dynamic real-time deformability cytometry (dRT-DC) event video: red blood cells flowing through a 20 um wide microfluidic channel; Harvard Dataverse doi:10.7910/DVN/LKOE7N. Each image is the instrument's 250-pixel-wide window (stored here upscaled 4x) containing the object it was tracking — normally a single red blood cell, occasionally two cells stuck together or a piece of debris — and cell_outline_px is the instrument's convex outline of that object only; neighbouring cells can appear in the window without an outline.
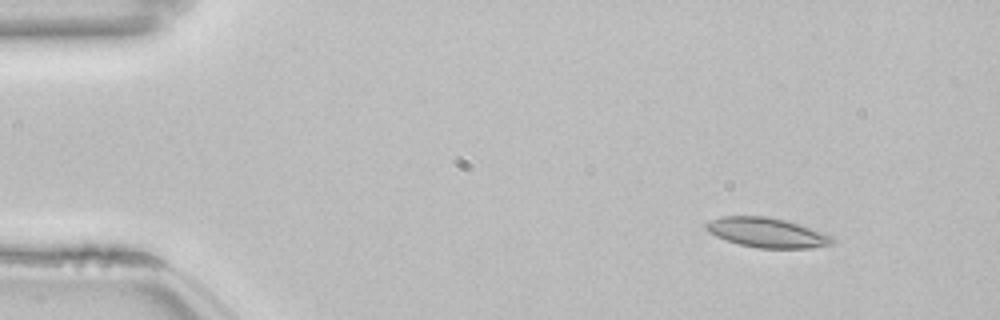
{"species": "common noctule bat (a hibernating species)", "species_latin": "Nyctalus noctula", "temperature_condition": "room temperature", "stored_images_in_passage": 48, "camera_frame_rate_fps": 3000, "um_per_image_px": 0.085, "animal": {"sex": "female", "body_mass_g": 22.7, "forearm_length_mm": 54.2}, "frame": {"image": 1, "passage_image": 1, "time_ms": 0.0, "image_size_px": [1000, 320], "cell_outline_px": [[836, 240], [832, 244], [808, 248], [760, 248], [740, 244], [716, 236], [708, 232], [704, 228], [704, 224], [720, 216], [768, 216], [800, 224], [832, 236]], "centroid_in_image_um": [65.18, 19.76], "position_along_channel_um": 19.8, "area_um2": 21.73}}
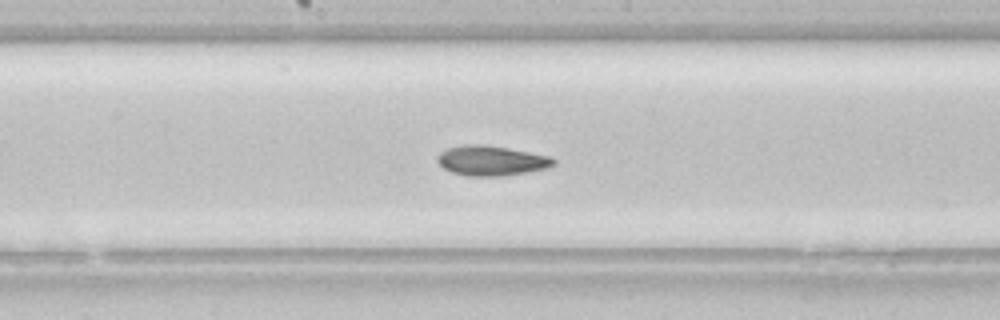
{"frame": {"image": 2, "passage_image": 23, "time_ms": 7.333, "image_size_px": [1000, 320], "cell_outline_px": [[556, 164], [548, 168], [500, 176], [468, 176], [452, 172], [444, 168], [436, 160], [436, 156], [440, 152], [448, 148], [464, 144], [476, 144], [508, 148], [552, 156], [556, 160]], "centroid_in_image_um": [41.77, 13.65], "position_along_channel_um": 206.4, "area_um2": 20.23}}
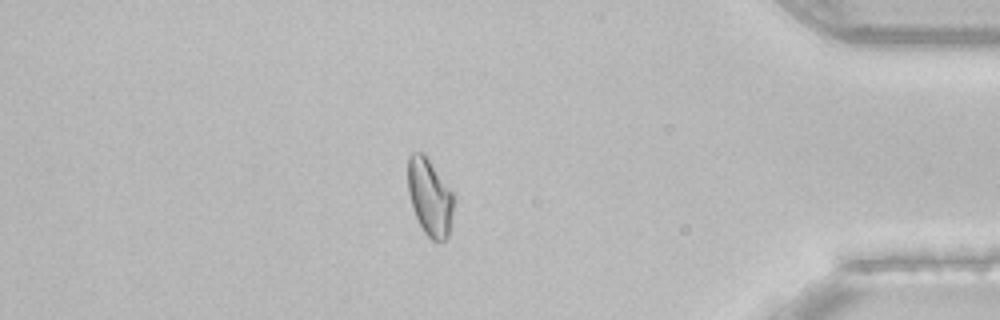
{"frame": {"image": 3, "passage_image": 41, "time_ms": 13.333, "image_size_px": [1000, 320], "cell_outline_px": [[456, 196], [448, 236], [444, 240], [432, 240], [424, 232], [412, 208], [408, 192], [408, 156], [412, 152], [424, 152], [428, 156], [456, 192]], "centroid_in_image_um": [36.57, 16.68], "position_along_channel_um": 398.6, "area_um2": 21.39}, "authors_computed_cell_mechanics": {"area_um2": 20.6346, "velocity_mm_per_s": 3.822, "shape_relaxation_time_tau1_ms": 8.0673, "shape_relaxation_time_tau2_ms": 5.1217, "deformation_change_tau1": 0.1543, "deformation_change_tau2": 0.0978}}